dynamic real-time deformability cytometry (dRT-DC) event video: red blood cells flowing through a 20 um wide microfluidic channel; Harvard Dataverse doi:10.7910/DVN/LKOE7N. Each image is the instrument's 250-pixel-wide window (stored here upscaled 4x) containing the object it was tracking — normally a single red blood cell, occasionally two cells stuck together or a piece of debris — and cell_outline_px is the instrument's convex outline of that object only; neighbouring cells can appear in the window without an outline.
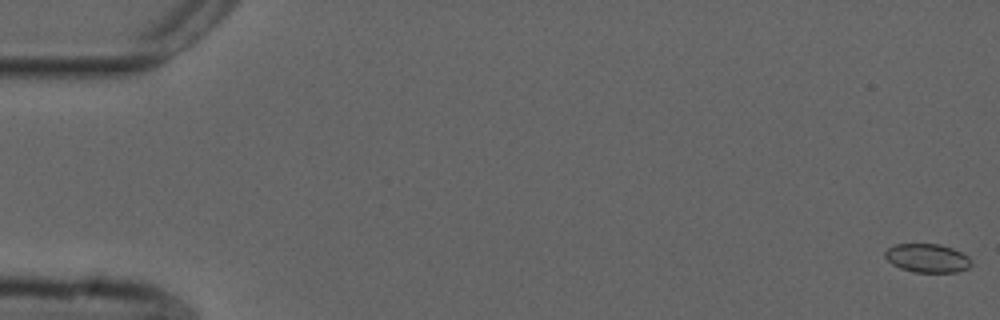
{"species": "common noctule bat (a hibernating species)", "species_latin": "Nyctalus noctula", "temperature_condition": "cold", "stored_images_in_passage": 55, "camera_frame_rate_fps": 3000, "um_per_image_px": 0.085, "animal": {"sex": "male", "forearm_length_mm": 52.5}, "frame": {"image": 1, "passage_image": 1, "time_ms": 0.0, "image_size_px": [1000, 320], "cell_outline_px": [[972, 264], [968, 268], [956, 272], [912, 272], [900, 268], [892, 264], [884, 256], [884, 252], [888, 248], [896, 244], [940, 244], [952, 248], [968, 256], [972, 260]], "centroid_in_image_um": [78.82, 21.94], "position_along_channel_um": 6.2, "area_um2": 14.45}}
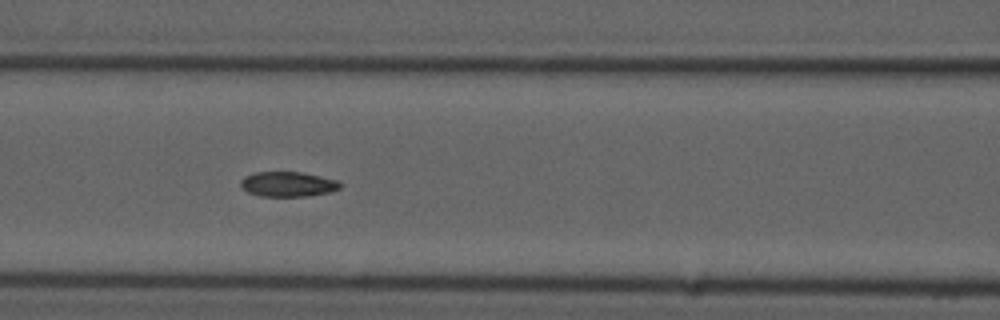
{"frame": {"image": 2, "passage_image": 24, "time_ms": 7.667, "image_size_px": [1000, 320], "cell_outline_px": [[344, 184], [340, 188], [332, 192], [304, 196], [260, 196], [248, 192], [240, 188], [240, 180], [244, 176], [256, 172], [304, 172], [336, 180]], "centroid_in_image_um": [24.47, 15.65], "position_along_channel_um": 142.1, "area_um2": 14.62}}
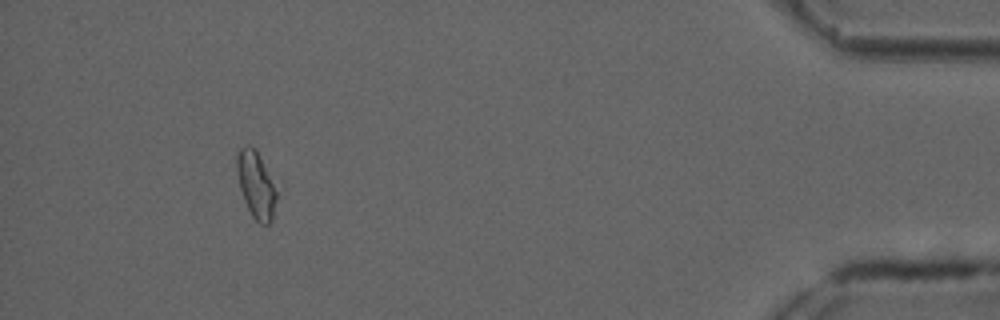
{"frame": {"image": 3, "passage_image": 51, "time_ms": 16.667, "image_size_px": [1000, 320], "cell_outline_px": [[284, 188], [272, 220], [268, 224], [260, 224], [252, 216], [244, 200], [240, 188], [236, 168], [236, 156], [240, 148], [244, 144], [248, 144], [256, 148]], "centroid_in_image_um": [21.92, 15.67], "position_along_channel_um": 413.3, "area_um2": 17.34}, "authors_computed_cell_mechanics": {"area_um2": 14.9124, "velocity_mm_per_s": 3.7423, "shape_relaxation_time_tau1_ms": 4.6005, "shape_relaxation_time_tau2_ms": 5.88, "deformation_change_tau1": 0.0853, "deformation_change_tau2": 0.1062}}